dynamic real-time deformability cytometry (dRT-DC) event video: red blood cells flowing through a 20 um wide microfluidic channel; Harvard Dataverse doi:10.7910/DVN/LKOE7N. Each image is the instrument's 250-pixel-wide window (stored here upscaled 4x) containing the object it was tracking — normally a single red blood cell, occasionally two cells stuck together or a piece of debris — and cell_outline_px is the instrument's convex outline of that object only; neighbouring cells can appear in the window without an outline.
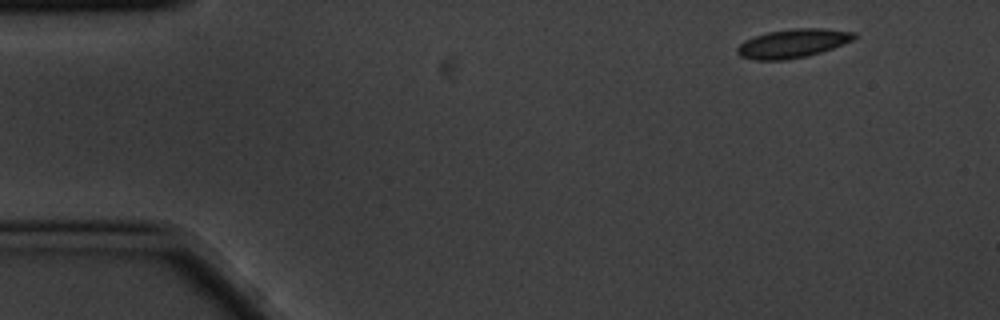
{"species": "common noctule bat (a hibernating species)", "species_latin": "Nyctalus noctula", "temperature_condition": "cold", "stored_images_in_passage": 4, "camera_frame_rate_fps": 3000, "um_per_image_px": 0.085, "animal": {"sex": "male", "body_mass_g": 20.1, "forearm_length_mm": 53.5}, "frame": {"image": 1, "passage_image": 1, "time_ms": 0.0, "image_size_px": [1000, 320], "cell_outline_px": [[860, 36], [856, 40], [820, 52], [804, 56], [784, 60], [756, 60], [740, 56], [736, 52], [736, 48], [744, 40], [752, 36], [768, 32], [796, 28], [824, 28], [856, 32]], "centroid_in_image_um": [67.42, 3.67], "position_along_channel_um": 17.6, "area_um2": 19.77}}